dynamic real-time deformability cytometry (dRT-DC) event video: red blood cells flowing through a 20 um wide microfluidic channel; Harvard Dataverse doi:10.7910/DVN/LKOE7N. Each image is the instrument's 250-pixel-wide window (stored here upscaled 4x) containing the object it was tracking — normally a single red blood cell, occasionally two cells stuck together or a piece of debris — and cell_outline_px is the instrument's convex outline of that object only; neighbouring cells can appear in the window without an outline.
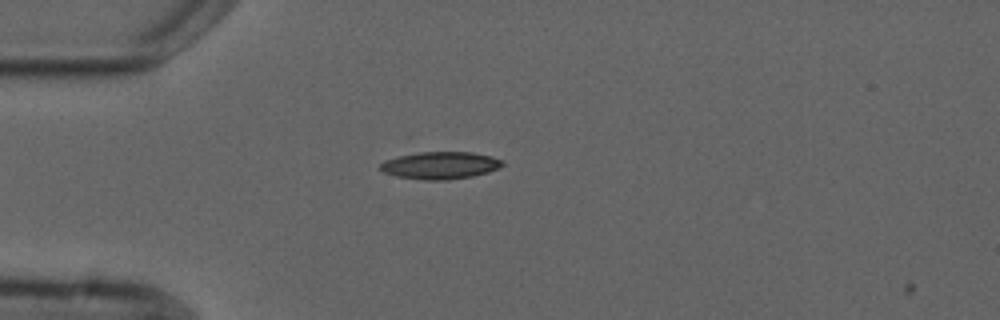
{"species": "common noctule bat (a hibernating species)", "species_latin": "Nyctalus noctula", "temperature_condition": "cold", "stored_images_in_passage": 3, "camera_frame_rate_fps": 3000, "um_per_image_px": 0.085, "animal": {"sex": "male", "forearm_length_mm": 52.5}, "frame": {"image": 1, "passage_image": 1, "time_ms": 0.0, "image_size_px": [1000, 320], "cell_outline_px": [[504, 164], [488, 172], [472, 176], [448, 180], [424, 180], [396, 176], [384, 172], [380, 168], [380, 164], [384, 160], [396, 156], [420, 152], [472, 152], [492, 156], [504, 160]], "centroid_in_image_um": [37.42, 14.05], "position_along_channel_um": 47.6, "area_um2": 19.48}}